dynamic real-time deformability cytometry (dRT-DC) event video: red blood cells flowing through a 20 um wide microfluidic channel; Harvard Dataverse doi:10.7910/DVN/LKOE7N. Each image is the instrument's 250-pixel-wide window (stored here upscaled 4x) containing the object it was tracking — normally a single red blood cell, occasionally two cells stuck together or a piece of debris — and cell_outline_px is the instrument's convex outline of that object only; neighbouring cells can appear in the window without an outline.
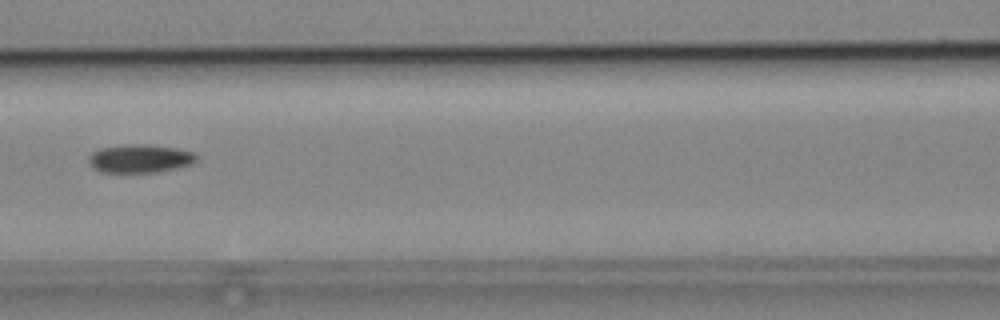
{"species": "common noctule bat (a hibernating species)", "species_latin": "Nyctalus noctula", "temperature_condition": "cold", "stored_images_in_passage": 4, "camera_frame_rate_fps": 3000, "um_per_image_px": 0.085, "animal": {"sex": "male", "body_mass_g": 19.2, "forearm_length_mm": 51.8}, "frame": {"image": 1, "passage_image": 4, "time_ms": 3.667, "image_size_px": [1000, 320], "cell_outline_px": [[200, 160], [192, 164], [176, 168], [156, 172], [100, 172], [92, 168], [88, 164], [88, 156], [92, 152], [100, 148], [128, 144], [152, 144], [176, 148], [192, 152]], "centroid_in_image_um": [11.88, 13.47], "position_along_channel_um": 154.7, "area_um2": 18.03}}